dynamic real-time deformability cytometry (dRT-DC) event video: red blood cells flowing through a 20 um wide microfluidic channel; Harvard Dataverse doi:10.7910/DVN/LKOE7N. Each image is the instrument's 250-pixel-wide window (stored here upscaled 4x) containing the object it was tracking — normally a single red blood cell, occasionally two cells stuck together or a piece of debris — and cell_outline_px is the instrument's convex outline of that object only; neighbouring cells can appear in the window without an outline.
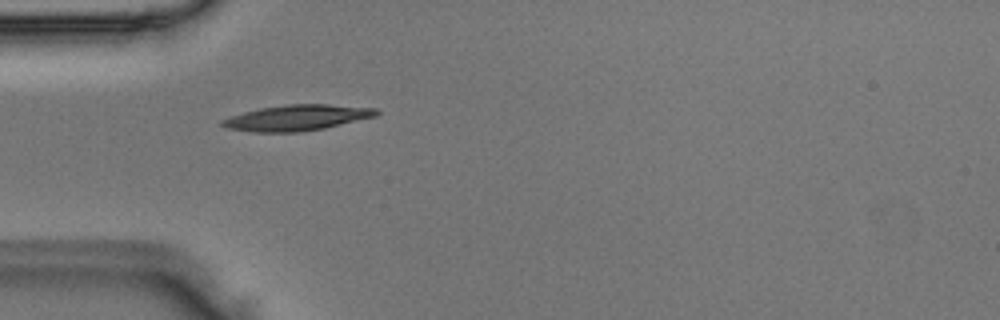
{"species": "Egyptian fruit bat (a non-hibernating species)", "species_latin": "Rousettus aegyptiacus", "temperature_condition": "room temperature", "stored_images_in_passage": 5, "camera_frame_rate_fps": 3000, "um_per_image_px": 0.085, "animal": {"sex": "male"}, "frame": {"image": 1, "passage_image": 5, "time_ms": 1.333, "image_size_px": [1000, 320], "cell_outline_px": [[380, 112], [376, 116], [324, 128], [300, 132], [252, 132], [228, 128], [220, 124], [220, 120], [244, 112], [260, 108], [288, 104], [328, 104], [376, 108]], "centroid_in_image_um": [25.24, 10.0], "position_along_channel_um": 59.8, "area_um2": 23.0}}